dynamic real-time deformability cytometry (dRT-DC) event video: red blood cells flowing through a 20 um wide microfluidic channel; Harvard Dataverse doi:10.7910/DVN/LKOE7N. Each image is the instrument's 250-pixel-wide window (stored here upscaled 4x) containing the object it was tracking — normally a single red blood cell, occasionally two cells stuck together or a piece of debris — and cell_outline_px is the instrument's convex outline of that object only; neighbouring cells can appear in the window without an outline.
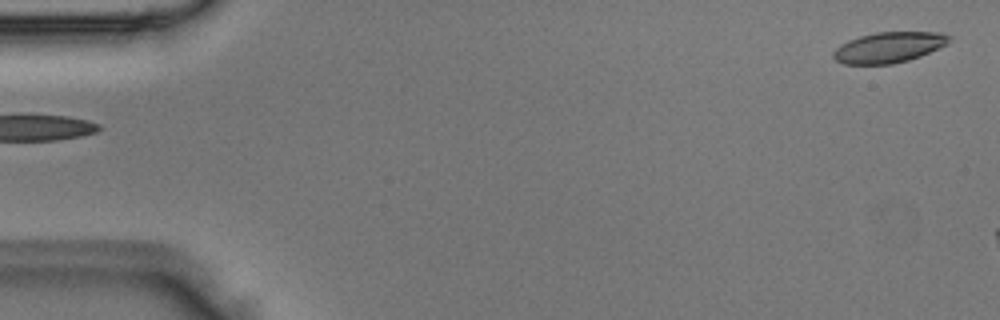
{"species": "Egyptian fruit bat (a non-hibernating species)", "species_latin": "Rousettus aegyptiacus", "temperature_condition": "room temperature", "stored_images_in_passage": 7, "camera_frame_rate_fps": 3000, "um_per_image_px": 0.085, "animal": {"sex": "male"}, "frame": {"image": 1, "passage_image": 1, "time_ms": 0.0, "image_size_px": [1000, 320], "cell_outline_px": [[952, 40], [948, 44], [920, 56], [908, 60], [892, 64], [844, 64], [836, 60], [832, 56], [832, 52], [840, 44], [848, 40], [860, 36], [876, 32], [940, 32], [952, 36]], "centroid_in_image_um": [75.56, 4.02], "position_along_channel_um": 9.4, "area_um2": 20.81}}